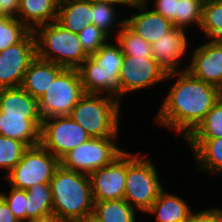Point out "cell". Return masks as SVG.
Wrapping results in <instances>:
<instances>
[{
  "instance_id": "1",
  "label": "cell",
  "mask_w": 222,
  "mask_h": 222,
  "mask_svg": "<svg viewBox=\"0 0 222 222\" xmlns=\"http://www.w3.org/2000/svg\"><path fill=\"white\" fill-rule=\"evenodd\" d=\"M172 79L175 81L169 87L155 121L185 139L220 99L221 91L187 70L167 74L165 81Z\"/></svg>"
},
{
  "instance_id": "2",
  "label": "cell",
  "mask_w": 222,
  "mask_h": 222,
  "mask_svg": "<svg viewBox=\"0 0 222 222\" xmlns=\"http://www.w3.org/2000/svg\"><path fill=\"white\" fill-rule=\"evenodd\" d=\"M50 185L53 215L68 222L92 217L94 201L89 175L59 166Z\"/></svg>"
},
{
  "instance_id": "3",
  "label": "cell",
  "mask_w": 222,
  "mask_h": 222,
  "mask_svg": "<svg viewBox=\"0 0 222 222\" xmlns=\"http://www.w3.org/2000/svg\"><path fill=\"white\" fill-rule=\"evenodd\" d=\"M109 41L88 56L78 71L85 93L108 95L121 102L119 74L124 55L117 41Z\"/></svg>"
},
{
  "instance_id": "4",
  "label": "cell",
  "mask_w": 222,
  "mask_h": 222,
  "mask_svg": "<svg viewBox=\"0 0 222 222\" xmlns=\"http://www.w3.org/2000/svg\"><path fill=\"white\" fill-rule=\"evenodd\" d=\"M121 102L103 94L85 93L69 116L81 125L91 138L118 137Z\"/></svg>"
},
{
  "instance_id": "5",
  "label": "cell",
  "mask_w": 222,
  "mask_h": 222,
  "mask_svg": "<svg viewBox=\"0 0 222 222\" xmlns=\"http://www.w3.org/2000/svg\"><path fill=\"white\" fill-rule=\"evenodd\" d=\"M36 56L67 69H78L88 57L78 34L66 30L56 21L33 30Z\"/></svg>"
},
{
  "instance_id": "6",
  "label": "cell",
  "mask_w": 222,
  "mask_h": 222,
  "mask_svg": "<svg viewBox=\"0 0 222 222\" xmlns=\"http://www.w3.org/2000/svg\"><path fill=\"white\" fill-rule=\"evenodd\" d=\"M142 153L127 152L124 200L137 212L146 213L164 189L156 166Z\"/></svg>"
},
{
  "instance_id": "7",
  "label": "cell",
  "mask_w": 222,
  "mask_h": 222,
  "mask_svg": "<svg viewBox=\"0 0 222 222\" xmlns=\"http://www.w3.org/2000/svg\"><path fill=\"white\" fill-rule=\"evenodd\" d=\"M59 159L41 144L28 147L17 165L4 176L10 187L27 190L35 184L50 183Z\"/></svg>"
},
{
  "instance_id": "8",
  "label": "cell",
  "mask_w": 222,
  "mask_h": 222,
  "mask_svg": "<svg viewBox=\"0 0 222 222\" xmlns=\"http://www.w3.org/2000/svg\"><path fill=\"white\" fill-rule=\"evenodd\" d=\"M84 94L78 69L65 68L37 100L42 120L69 115Z\"/></svg>"
},
{
  "instance_id": "9",
  "label": "cell",
  "mask_w": 222,
  "mask_h": 222,
  "mask_svg": "<svg viewBox=\"0 0 222 222\" xmlns=\"http://www.w3.org/2000/svg\"><path fill=\"white\" fill-rule=\"evenodd\" d=\"M118 137L91 138L68 151L60 159V166L71 171L90 175L107 166L124 150L117 145Z\"/></svg>"
},
{
  "instance_id": "10",
  "label": "cell",
  "mask_w": 222,
  "mask_h": 222,
  "mask_svg": "<svg viewBox=\"0 0 222 222\" xmlns=\"http://www.w3.org/2000/svg\"><path fill=\"white\" fill-rule=\"evenodd\" d=\"M90 139L86 130L69 115L42 120L40 144L58 159Z\"/></svg>"
},
{
  "instance_id": "11",
  "label": "cell",
  "mask_w": 222,
  "mask_h": 222,
  "mask_svg": "<svg viewBox=\"0 0 222 222\" xmlns=\"http://www.w3.org/2000/svg\"><path fill=\"white\" fill-rule=\"evenodd\" d=\"M36 57V41L30 31L19 43L0 52V89L20 87L25 72Z\"/></svg>"
},
{
  "instance_id": "12",
  "label": "cell",
  "mask_w": 222,
  "mask_h": 222,
  "mask_svg": "<svg viewBox=\"0 0 222 222\" xmlns=\"http://www.w3.org/2000/svg\"><path fill=\"white\" fill-rule=\"evenodd\" d=\"M167 74L152 58L124 55L120 67L121 103L123 95L148 87L153 88L165 81Z\"/></svg>"
},
{
  "instance_id": "13",
  "label": "cell",
  "mask_w": 222,
  "mask_h": 222,
  "mask_svg": "<svg viewBox=\"0 0 222 222\" xmlns=\"http://www.w3.org/2000/svg\"><path fill=\"white\" fill-rule=\"evenodd\" d=\"M127 175V151H123L107 166L94 170L90 175L94 202L124 198Z\"/></svg>"
},
{
  "instance_id": "14",
  "label": "cell",
  "mask_w": 222,
  "mask_h": 222,
  "mask_svg": "<svg viewBox=\"0 0 222 222\" xmlns=\"http://www.w3.org/2000/svg\"><path fill=\"white\" fill-rule=\"evenodd\" d=\"M187 36L186 29L173 27L167 34L151 44L152 58L166 74L187 69L186 65L184 69H181L183 57H186L187 50H189L190 42H188L189 38Z\"/></svg>"
},
{
  "instance_id": "15",
  "label": "cell",
  "mask_w": 222,
  "mask_h": 222,
  "mask_svg": "<svg viewBox=\"0 0 222 222\" xmlns=\"http://www.w3.org/2000/svg\"><path fill=\"white\" fill-rule=\"evenodd\" d=\"M206 42L195 47L186 70L205 83L221 89L222 40H208Z\"/></svg>"
},
{
  "instance_id": "16",
  "label": "cell",
  "mask_w": 222,
  "mask_h": 222,
  "mask_svg": "<svg viewBox=\"0 0 222 222\" xmlns=\"http://www.w3.org/2000/svg\"><path fill=\"white\" fill-rule=\"evenodd\" d=\"M147 5L144 0L135 4L132 8L138 10L137 14L125 17V24L146 42L152 44L174 26L170 20L155 12L152 7L148 8Z\"/></svg>"
},
{
  "instance_id": "17",
  "label": "cell",
  "mask_w": 222,
  "mask_h": 222,
  "mask_svg": "<svg viewBox=\"0 0 222 222\" xmlns=\"http://www.w3.org/2000/svg\"><path fill=\"white\" fill-rule=\"evenodd\" d=\"M41 116H6L0 112V135L23 142L28 147L40 144Z\"/></svg>"
},
{
  "instance_id": "18",
  "label": "cell",
  "mask_w": 222,
  "mask_h": 222,
  "mask_svg": "<svg viewBox=\"0 0 222 222\" xmlns=\"http://www.w3.org/2000/svg\"><path fill=\"white\" fill-rule=\"evenodd\" d=\"M64 69L61 65L36 56L25 72L20 87L38 100Z\"/></svg>"
},
{
  "instance_id": "19",
  "label": "cell",
  "mask_w": 222,
  "mask_h": 222,
  "mask_svg": "<svg viewBox=\"0 0 222 222\" xmlns=\"http://www.w3.org/2000/svg\"><path fill=\"white\" fill-rule=\"evenodd\" d=\"M194 156L198 172L222 174V138H185Z\"/></svg>"
},
{
  "instance_id": "20",
  "label": "cell",
  "mask_w": 222,
  "mask_h": 222,
  "mask_svg": "<svg viewBox=\"0 0 222 222\" xmlns=\"http://www.w3.org/2000/svg\"><path fill=\"white\" fill-rule=\"evenodd\" d=\"M58 0H19L18 18L30 31L57 19Z\"/></svg>"
},
{
  "instance_id": "21",
  "label": "cell",
  "mask_w": 222,
  "mask_h": 222,
  "mask_svg": "<svg viewBox=\"0 0 222 222\" xmlns=\"http://www.w3.org/2000/svg\"><path fill=\"white\" fill-rule=\"evenodd\" d=\"M191 208L184 198L163 189L146 213L156 216V222H188Z\"/></svg>"
},
{
  "instance_id": "22",
  "label": "cell",
  "mask_w": 222,
  "mask_h": 222,
  "mask_svg": "<svg viewBox=\"0 0 222 222\" xmlns=\"http://www.w3.org/2000/svg\"><path fill=\"white\" fill-rule=\"evenodd\" d=\"M56 22L78 34L86 25L92 24L91 0H65L59 3Z\"/></svg>"
},
{
  "instance_id": "23",
  "label": "cell",
  "mask_w": 222,
  "mask_h": 222,
  "mask_svg": "<svg viewBox=\"0 0 222 222\" xmlns=\"http://www.w3.org/2000/svg\"><path fill=\"white\" fill-rule=\"evenodd\" d=\"M0 112L6 116H40L38 101L21 87L0 89Z\"/></svg>"
},
{
  "instance_id": "24",
  "label": "cell",
  "mask_w": 222,
  "mask_h": 222,
  "mask_svg": "<svg viewBox=\"0 0 222 222\" xmlns=\"http://www.w3.org/2000/svg\"><path fill=\"white\" fill-rule=\"evenodd\" d=\"M53 215V196L50 183L35 184L27 189L26 222Z\"/></svg>"
},
{
  "instance_id": "25",
  "label": "cell",
  "mask_w": 222,
  "mask_h": 222,
  "mask_svg": "<svg viewBox=\"0 0 222 222\" xmlns=\"http://www.w3.org/2000/svg\"><path fill=\"white\" fill-rule=\"evenodd\" d=\"M136 210L124 199L94 202L92 217L97 222H136Z\"/></svg>"
},
{
  "instance_id": "26",
  "label": "cell",
  "mask_w": 222,
  "mask_h": 222,
  "mask_svg": "<svg viewBox=\"0 0 222 222\" xmlns=\"http://www.w3.org/2000/svg\"><path fill=\"white\" fill-rule=\"evenodd\" d=\"M106 2H95L91 0V18L92 24L104 31L110 38L116 28V34L125 24V17L119 19L116 10L117 6ZM119 20V21H118ZM115 28V29H114ZM112 33V34H111Z\"/></svg>"
},
{
  "instance_id": "27",
  "label": "cell",
  "mask_w": 222,
  "mask_h": 222,
  "mask_svg": "<svg viewBox=\"0 0 222 222\" xmlns=\"http://www.w3.org/2000/svg\"><path fill=\"white\" fill-rule=\"evenodd\" d=\"M200 30L207 40H222V0H204Z\"/></svg>"
},
{
  "instance_id": "28",
  "label": "cell",
  "mask_w": 222,
  "mask_h": 222,
  "mask_svg": "<svg viewBox=\"0 0 222 222\" xmlns=\"http://www.w3.org/2000/svg\"><path fill=\"white\" fill-rule=\"evenodd\" d=\"M114 39L119 43L123 55L152 57L151 44L133 32L126 24L122 26Z\"/></svg>"
},
{
  "instance_id": "29",
  "label": "cell",
  "mask_w": 222,
  "mask_h": 222,
  "mask_svg": "<svg viewBox=\"0 0 222 222\" xmlns=\"http://www.w3.org/2000/svg\"><path fill=\"white\" fill-rule=\"evenodd\" d=\"M186 138H222V97Z\"/></svg>"
},
{
  "instance_id": "30",
  "label": "cell",
  "mask_w": 222,
  "mask_h": 222,
  "mask_svg": "<svg viewBox=\"0 0 222 222\" xmlns=\"http://www.w3.org/2000/svg\"><path fill=\"white\" fill-rule=\"evenodd\" d=\"M29 32L18 18L0 14V52L19 43Z\"/></svg>"
},
{
  "instance_id": "31",
  "label": "cell",
  "mask_w": 222,
  "mask_h": 222,
  "mask_svg": "<svg viewBox=\"0 0 222 222\" xmlns=\"http://www.w3.org/2000/svg\"><path fill=\"white\" fill-rule=\"evenodd\" d=\"M204 0H177L175 27L188 29L191 24L200 28Z\"/></svg>"
},
{
  "instance_id": "32",
  "label": "cell",
  "mask_w": 222,
  "mask_h": 222,
  "mask_svg": "<svg viewBox=\"0 0 222 222\" xmlns=\"http://www.w3.org/2000/svg\"><path fill=\"white\" fill-rule=\"evenodd\" d=\"M27 148L21 141L0 135V168L6 170L4 176L17 165Z\"/></svg>"
},
{
  "instance_id": "33",
  "label": "cell",
  "mask_w": 222,
  "mask_h": 222,
  "mask_svg": "<svg viewBox=\"0 0 222 222\" xmlns=\"http://www.w3.org/2000/svg\"><path fill=\"white\" fill-rule=\"evenodd\" d=\"M79 40L85 53L90 56L97 52L111 38L94 24L86 25L79 33Z\"/></svg>"
},
{
  "instance_id": "34",
  "label": "cell",
  "mask_w": 222,
  "mask_h": 222,
  "mask_svg": "<svg viewBox=\"0 0 222 222\" xmlns=\"http://www.w3.org/2000/svg\"><path fill=\"white\" fill-rule=\"evenodd\" d=\"M9 209L19 222H26L27 190L11 187L9 194L0 192Z\"/></svg>"
},
{
  "instance_id": "35",
  "label": "cell",
  "mask_w": 222,
  "mask_h": 222,
  "mask_svg": "<svg viewBox=\"0 0 222 222\" xmlns=\"http://www.w3.org/2000/svg\"><path fill=\"white\" fill-rule=\"evenodd\" d=\"M147 4H151V0H144ZM150 1V2H149ZM153 10L166 19L170 20L175 27V13L177 0H153Z\"/></svg>"
},
{
  "instance_id": "36",
  "label": "cell",
  "mask_w": 222,
  "mask_h": 222,
  "mask_svg": "<svg viewBox=\"0 0 222 222\" xmlns=\"http://www.w3.org/2000/svg\"><path fill=\"white\" fill-rule=\"evenodd\" d=\"M188 222H222V209L212 207L198 212L192 211Z\"/></svg>"
},
{
  "instance_id": "37",
  "label": "cell",
  "mask_w": 222,
  "mask_h": 222,
  "mask_svg": "<svg viewBox=\"0 0 222 222\" xmlns=\"http://www.w3.org/2000/svg\"><path fill=\"white\" fill-rule=\"evenodd\" d=\"M19 0H0V14L16 17Z\"/></svg>"
},
{
  "instance_id": "38",
  "label": "cell",
  "mask_w": 222,
  "mask_h": 222,
  "mask_svg": "<svg viewBox=\"0 0 222 222\" xmlns=\"http://www.w3.org/2000/svg\"><path fill=\"white\" fill-rule=\"evenodd\" d=\"M0 222H19L5 200L0 196Z\"/></svg>"
},
{
  "instance_id": "39",
  "label": "cell",
  "mask_w": 222,
  "mask_h": 222,
  "mask_svg": "<svg viewBox=\"0 0 222 222\" xmlns=\"http://www.w3.org/2000/svg\"><path fill=\"white\" fill-rule=\"evenodd\" d=\"M92 1L111 3V4H114L116 6L125 5V6H128V7L132 8L135 4H137L141 0H92Z\"/></svg>"
},
{
  "instance_id": "40",
  "label": "cell",
  "mask_w": 222,
  "mask_h": 222,
  "mask_svg": "<svg viewBox=\"0 0 222 222\" xmlns=\"http://www.w3.org/2000/svg\"><path fill=\"white\" fill-rule=\"evenodd\" d=\"M32 222H68V221H66L64 219H61L58 216L51 215V216L41 218L39 220H35V221H32Z\"/></svg>"
},
{
  "instance_id": "41",
  "label": "cell",
  "mask_w": 222,
  "mask_h": 222,
  "mask_svg": "<svg viewBox=\"0 0 222 222\" xmlns=\"http://www.w3.org/2000/svg\"><path fill=\"white\" fill-rule=\"evenodd\" d=\"M73 222H97L93 217H89V218H84V219H81V220H76V221H73Z\"/></svg>"
}]
</instances>
